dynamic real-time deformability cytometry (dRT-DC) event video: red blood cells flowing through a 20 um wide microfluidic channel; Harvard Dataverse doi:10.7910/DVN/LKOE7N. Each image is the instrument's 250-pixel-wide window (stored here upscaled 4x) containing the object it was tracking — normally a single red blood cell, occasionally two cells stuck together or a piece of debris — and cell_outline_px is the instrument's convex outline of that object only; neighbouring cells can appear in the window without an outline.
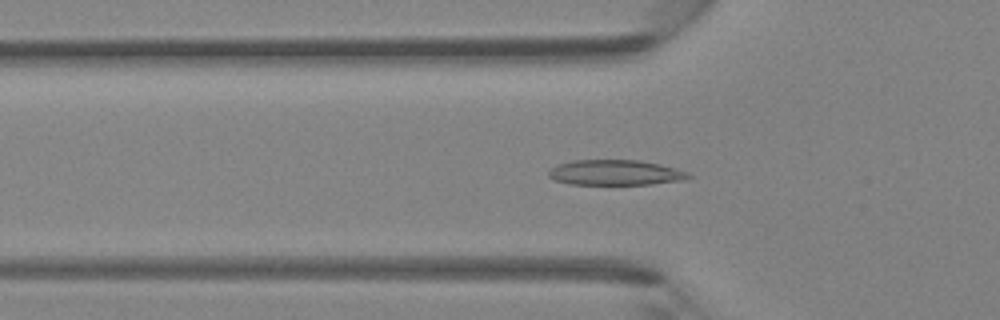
{"species": "Egyptian fruit bat (a non-hibernating species)", "species_latin": "Rousettus aegyptiacus", "temperature_condition": "room temperature", "stored_images_in_passage": 44, "camera_frame_rate_fps": 3000, "um_per_image_px": 0.085, "animal": {"sex": "female"}, "frame": {"image": 1, "passage_image": 14, "time_ms": 4.333, "image_size_px": [1000, 320], "cell_outline_px": [[692, 176], [684, 180], [652, 184], [572, 184], [556, 180], [548, 176], [548, 172], [556, 164], [572, 160], [640, 160], [660, 164], [688, 172]], "centroid_in_image_um": [52.31, 14.66], "position_along_channel_um": 73.5, "area_um2": 20.58}}
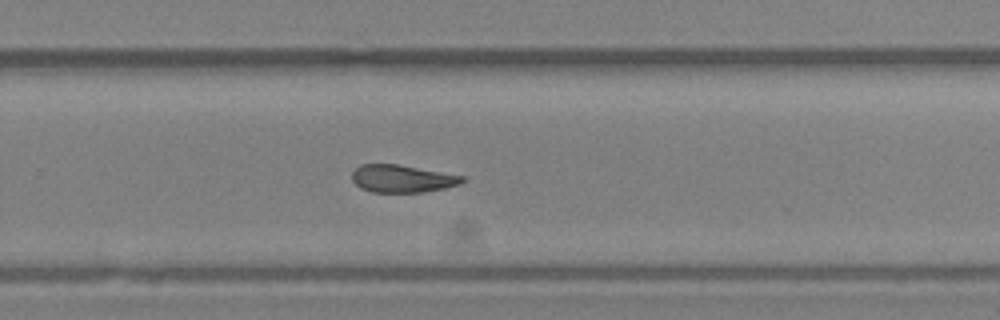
{"frame": {"image": 2, "passage_image": 29, "time_ms": 9.333, "image_size_px": [1000, 320], "cell_outline_px": [[464, 180], [460, 184], [444, 188], [420, 192], [372, 192], [360, 188], [352, 180], [352, 172], [360, 164], [400, 164], [464, 176]], "centroid_in_image_um": [34.16, 15.17], "position_along_channel_um": 295.6, "area_um2": 17.69}}
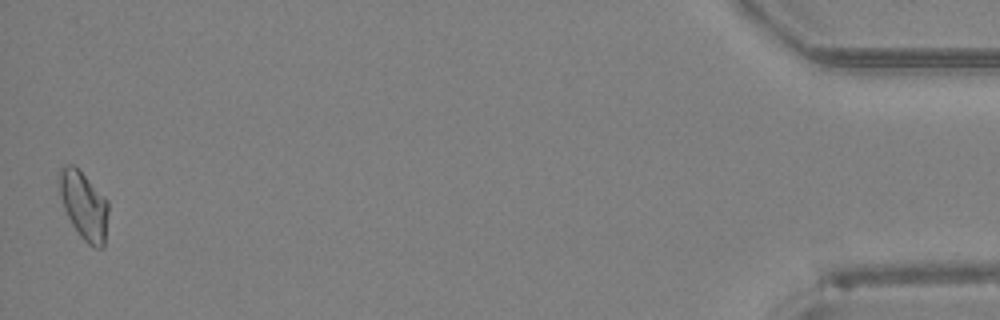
{"frame": {"image": 3, "passage_image": 44, "time_ms": 14.333, "image_size_px": [1000, 320], "cell_outline_px": [[108, 212], [104, 248], [96, 248], [88, 244], [80, 236], [72, 224], [64, 208], [60, 196], [56, 180], [56, 176], [60, 168], [64, 164], [72, 164], [108, 200]], "centroid_in_image_um": [7.09, 17.45], "position_along_channel_um": 428.1, "area_um2": 19.54}}